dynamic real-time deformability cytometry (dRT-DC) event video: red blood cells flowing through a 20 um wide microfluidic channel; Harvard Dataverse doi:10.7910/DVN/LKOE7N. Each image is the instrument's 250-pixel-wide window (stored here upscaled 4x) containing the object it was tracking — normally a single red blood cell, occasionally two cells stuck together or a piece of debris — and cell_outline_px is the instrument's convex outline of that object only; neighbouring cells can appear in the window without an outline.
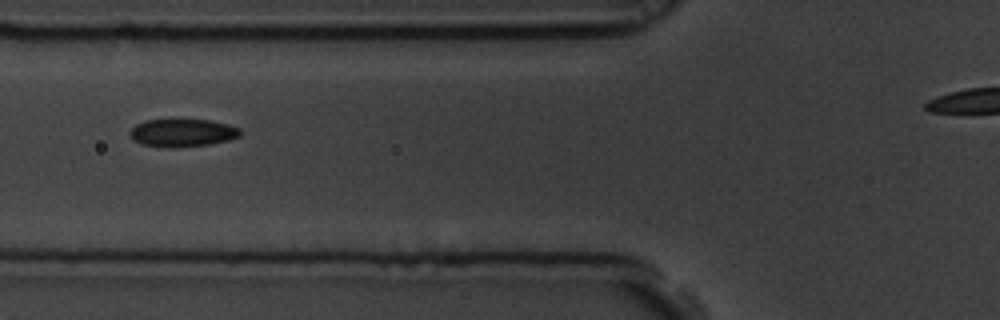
{"species": "common noctule bat (a hibernating species)", "species_latin": "Nyctalus noctula", "temperature_condition": "room temperature", "stored_images_in_passage": 4, "camera_frame_rate_fps": 3000, "um_per_image_px": 0.085, "animal": {"sex": "male", "body_mass_g": 19.5, "forearm_length_mm": 54.6}, "frame": {"image": 1, "passage_image": 2, "time_ms": 0.333, "image_size_px": [1000, 320], "cell_outline_px": [[240, 136], [228, 140], [208, 144], [176, 148], [168, 148], [140, 144], [132, 140], [128, 132], [136, 124], [144, 120], [172, 116], [212, 120], [228, 124], [240, 128]], "centroid_in_image_um": [15.44, 11.23], "position_along_channel_um": 110.4, "area_um2": 19.02}}
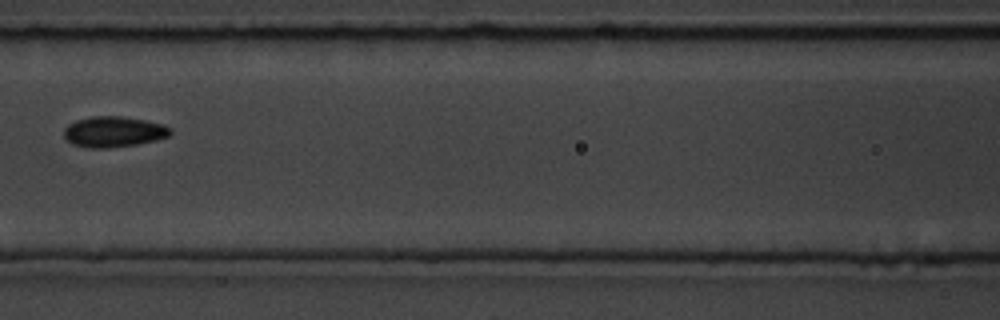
{"frame": {"image": 2, "passage_image": 3, "time_ms": 0.667, "image_size_px": [1000, 320], "cell_outline_px": [[172, 132], [168, 136], [156, 140], [136, 144], [108, 148], [88, 148], [72, 144], [64, 136], [64, 128], [68, 124], [76, 120], [92, 116], [120, 116], [144, 120], [164, 124], [172, 128]], "centroid_in_image_um": [9.66, 11.2], "position_along_channel_um": 156.9, "area_um2": 19.07}}